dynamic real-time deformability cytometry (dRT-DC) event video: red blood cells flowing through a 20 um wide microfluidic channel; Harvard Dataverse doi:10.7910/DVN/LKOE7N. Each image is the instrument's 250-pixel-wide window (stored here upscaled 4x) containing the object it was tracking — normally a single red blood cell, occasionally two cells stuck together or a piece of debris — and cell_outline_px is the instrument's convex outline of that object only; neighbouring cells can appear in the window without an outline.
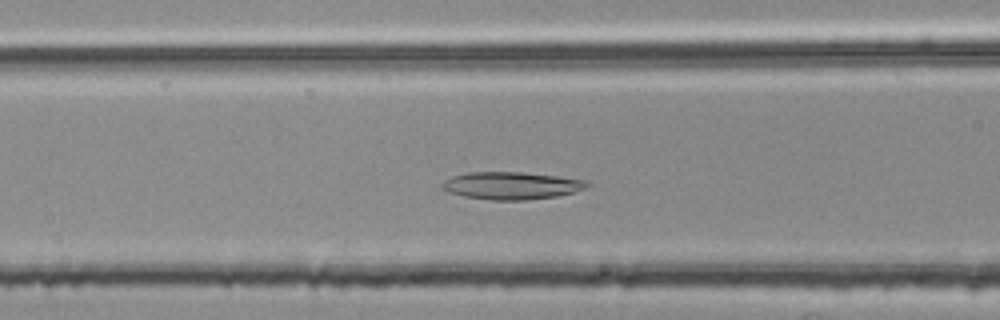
{"species": "common noctule bat (a hibernating species)", "species_latin": "Nyctalus noctula", "temperature_condition": "room temperature", "stored_images_in_passage": 38, "camera_frame_rate_fps": 3000, "um_per_image_px": 0.085, "animal": {"sex": "female", "body_mass_g": 25.1}, "frame": {"image": 1, "passage_image": 9, "time_ms": 2.667, "image_size_px": [1000, 320], "cell_outline_px": [[592, 184], [584, 188], [572, 192], [556, 196], [524, 200], [492, 200], [464, 196], [440, 188], [440, 184], [444, 180], [452, 176], [468, 172], [520, 172], [556, 176], [584, 180]], "centroid_in_image_um": [43.43, 15.77], "position_along_channel_um": 123.2, "area_um2": 22.95}}
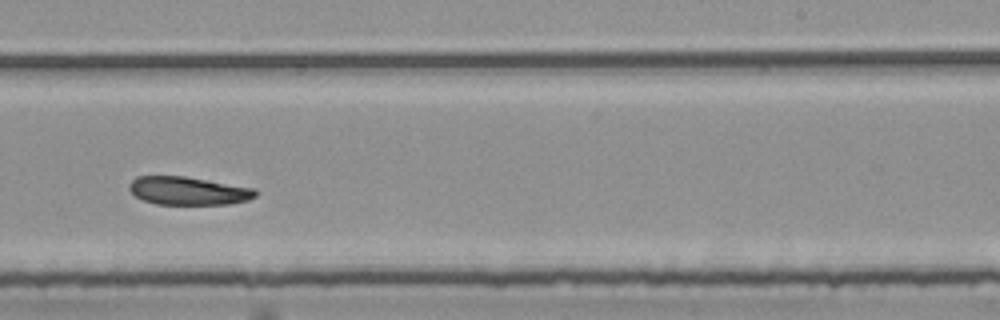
{"frame": {"image": 2, "passage_image": 21, "time_ms": 6.667, "image_size_px": [1000, 320], "cell_outline_px": [[256, 196], [248, 200], [228, 204], [156, 204], [144, 200], [136, 196], [128, 188], [128, 184], [136, 176], [184, 176], [256, 188]], "centroid_in_image_um": [16.0, 16.21], "position_along_channel_um": 273.0, "area_um2": 20.69}}
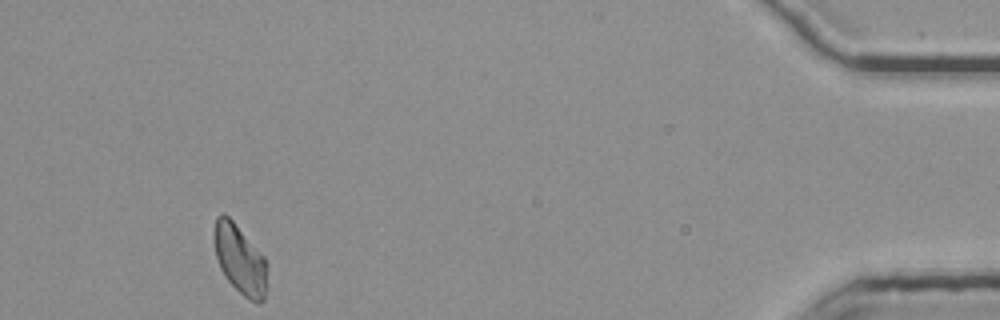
{"frame": {"image": 3, "passage_image": 38, "time_ms": 12.333, "image_size_px": [1000, 320], "cell_outline_px": [[268, 288], [264, 300], [260, 304], [256, 304], [248, 300], [224, 276], [220, 268], [216, 256], [212, 236], [212, 232], [216, 216], [224, 212], [232, 220], [264, 256], [268, 264]], "centroid_in_image_um": [20.42, 22.08], "position_along_channel_um": 414.8, "area_um2": 22.08}}